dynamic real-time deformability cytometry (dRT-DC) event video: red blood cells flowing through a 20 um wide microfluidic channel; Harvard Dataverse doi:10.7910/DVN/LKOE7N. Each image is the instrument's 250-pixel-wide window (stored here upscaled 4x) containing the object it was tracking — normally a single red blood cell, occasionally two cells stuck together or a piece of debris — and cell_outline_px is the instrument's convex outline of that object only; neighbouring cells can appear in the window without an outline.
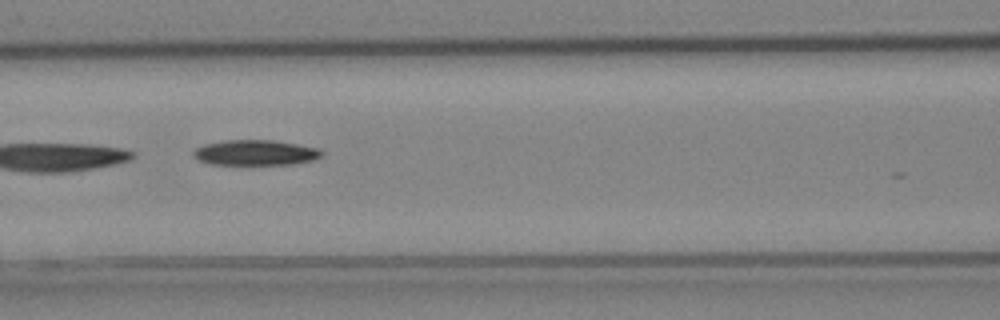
{"species": "Egyptian fruit bat (a non-hibernating species)", "species_latin": "Rousettus aegyptiacus", "temperature_condition": "cold", "stored_images_in_passage": 8, "camera_frame_rate_fps": 3000, "um_per_image_px": 0.085, "animal": {"sex": "female"}, "frame": {"image": 1, "passage_image": 7, "time_ms": 2.0, "image_size_px": [1000, 320], "cell_outline_px": [[324, 152], [320, 156], [312, 160], [292, 164], [212, 164], [196, 160], [192, 156], [192, 152], [196, 148], [204, 144], [224, 140], [272, 140], [296, 144], [316, 148]], "centroid_in_image_um": [21.64, 12.97], "position_along_channel_um": 145.0, "area_um2": 18.84}}